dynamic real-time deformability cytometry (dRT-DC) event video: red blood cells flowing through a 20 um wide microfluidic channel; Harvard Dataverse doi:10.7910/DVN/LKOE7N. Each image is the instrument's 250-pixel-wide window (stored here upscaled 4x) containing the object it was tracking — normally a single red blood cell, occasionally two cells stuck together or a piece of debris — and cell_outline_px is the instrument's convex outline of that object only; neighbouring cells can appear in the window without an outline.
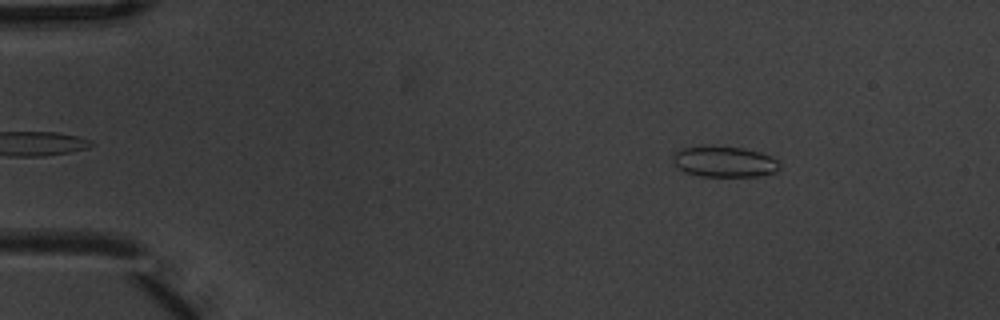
{"species": "common noctule bat (a hibernating species)", "species_latin": "Nyctalus noctula", "temperature_condition": "warm", "stored_images_in_passage": 3, "camera_frame_rate_fps": 3000, "um_per_image_px": 0.085, "animal": {"sex": "male", "body_mass_g": 20.1, "forearm_length_mm": 53.5}, "frame": {"image": 1, "passage_image": 1, "time_ms": 0.0, "image_size_px": [1000, 320], "cell_outline_px": [[780, 168], [776, 172], [756, 176], [700, 176], [684, 172], [672, 160], [672, 152], [684, 148], [744, 148], [760, 152], [776, 160], [780, 164]], "centroid_in_image_um": [61.57, 13.78], "position_along_channel_um": 23.4, "area_um2": 18.55}}